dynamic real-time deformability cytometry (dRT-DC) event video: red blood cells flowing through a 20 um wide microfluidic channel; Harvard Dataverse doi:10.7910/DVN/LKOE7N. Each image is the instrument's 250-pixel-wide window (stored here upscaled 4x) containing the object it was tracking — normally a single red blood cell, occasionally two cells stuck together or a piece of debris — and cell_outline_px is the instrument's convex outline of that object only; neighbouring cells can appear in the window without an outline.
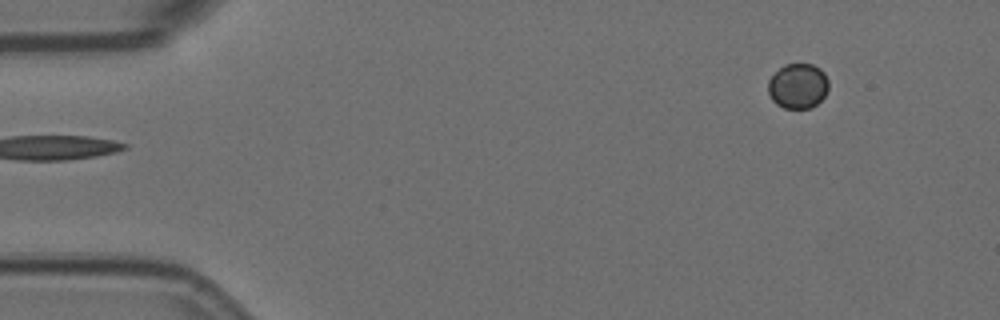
{"species": "Egyptian fruit bat (a non-hibernating species)", "species_latin": "Rousettus aegyptiacus", "temperature_condition": "room temperature", "stored_images_in_passage": 14, "camera_frame_rate_fps": 3000, "um_per_image_px": 0.085, "animal": {"sex": "female"}, "frame": {"image": 1, "passage_image": 1, "time_ms": 0.0, "image_size_px": [1000, 320], "cell_outline_px": [[828, 92], [816, 104], [808, 108], [784, 108], [776, 104], [772, 100], [768, 92], [768, 80], [784, 64], [812, 64], [820, 68], [824, 72], [828, 80]], "centroid_in_image_um": [67.83, 7.3], "position_along_channel_um": 17.2, "area_um2": 15.9}}
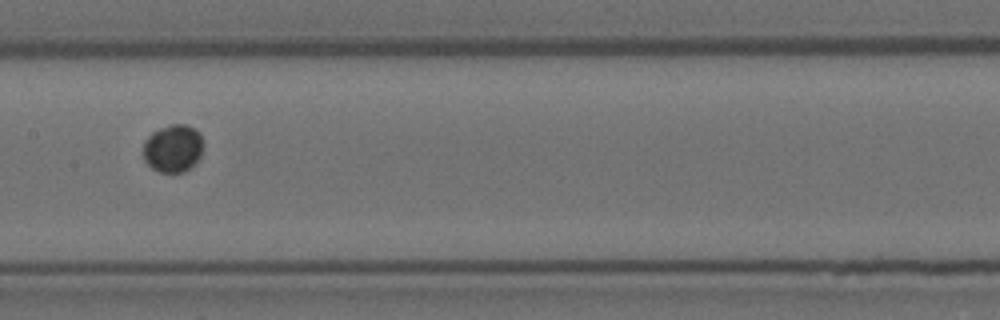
{"frame": {"image": 2, "passage_image": 7, "time_ms": 2.0, "image_size_px": [1000, 320], "cell_outline_px": [[204, 144], [200, 156], [196, 164], [192, 168], [184, 172], [160, 172], [152, 168], [144, 160], [144, 140], [152, 132], [160, 128], [172, 124], [188, 124], [196, 128], [200, 132], [204, 140]], "centroid_in_image_um": [14.76, 12.6], "position_along_channel_um": 192.6, "area_um2": 17.11}}
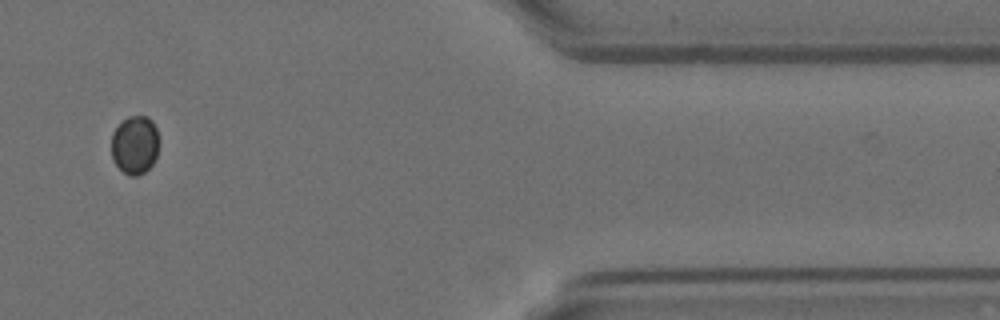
{"frame": {"image": 3, "passage_image": 12, "time_ms": 3.667, "image_size_px": [1000, 320], "cell_outline_px": [[160, 140], [156, 156], [152, 164], [144, 172], [136, 176], [128, 176], [112, 160], [112, 132], [128, 116], [148, 116], [152, 120], [156, 128]], "centroid_in_image_um": [11.48, 12.31], "position_along_channel_um": 399.9, "area_um2": 16.3}}